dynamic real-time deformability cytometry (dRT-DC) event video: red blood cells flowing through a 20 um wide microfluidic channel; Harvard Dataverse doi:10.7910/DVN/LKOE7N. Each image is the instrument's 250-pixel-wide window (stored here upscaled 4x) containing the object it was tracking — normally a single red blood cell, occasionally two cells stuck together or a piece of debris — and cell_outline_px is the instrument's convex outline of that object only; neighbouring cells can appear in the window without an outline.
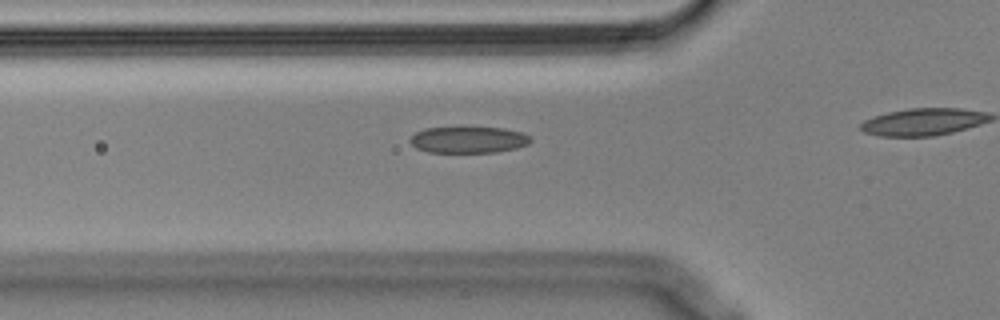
{"species": "Egyptian fruit bat (a non-hibernating species)", "species_latin": "Rousettus aegyptiacus", "temperature_condition": "cold", "stored_images_in_passage": 19, "camera_frame_rate_fps": 3000, "um_per_image_px": 0.085, "animal": {"sex": "male"}, "frame": {"image": 1, "passage_image": 14, "time_ms": 4.333, "image_size_px": [1000, 320], "cell_outline_px": [[532, 140], [528, 144], [516, 148], [496, 152], [428, 152], [416, 148], [408, 140], [416, 132], [424, 128], [504, 128], [524, 132]], "centroid_in_image_um": [39.82, 11.88], "position_along_channel_um": 86.0, "area_um2": 18.44}}